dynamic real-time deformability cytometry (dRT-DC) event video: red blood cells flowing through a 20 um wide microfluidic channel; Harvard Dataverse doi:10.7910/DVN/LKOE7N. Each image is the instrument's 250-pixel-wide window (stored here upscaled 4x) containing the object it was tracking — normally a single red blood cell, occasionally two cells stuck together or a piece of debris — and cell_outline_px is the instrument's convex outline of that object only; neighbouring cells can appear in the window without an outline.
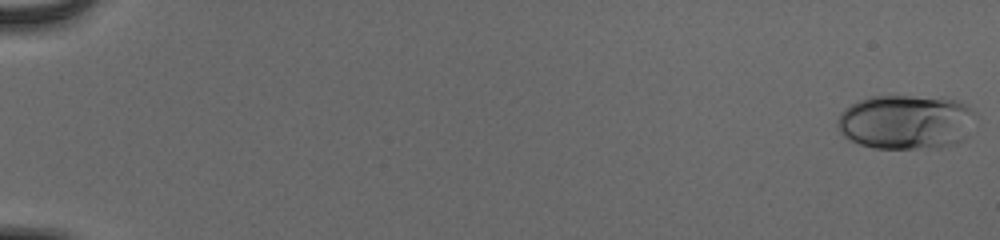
{"species": "human", "species_latin": "Homo sapiens", "temperature_condition": "cold", "stored_images_in_passage": 55, "camera_frame_rate_fps": 3000, "um_per_image_px": 0.085, "donor": {"sex": "male"}, "frame": {"image": 1, "passage_image": 1, "time_ms": 0.0, "image_size_px": [1000, 240], "cell_outline_px": [[976, 116], [968, 136], [964, 140], [956, 144], [940, 148], [872, 148], [848, 140], [840, 132], [836, 124], [836, 120], [840, 112], [844, 108], [860, 100], [872, 96], [944, 96], [956, 100], [972, 108], [976, 112]], "centroid_in_image_um": [77.05, 10.36], "position_along_channel_um": 8.0, "area_um2": 44.91}}
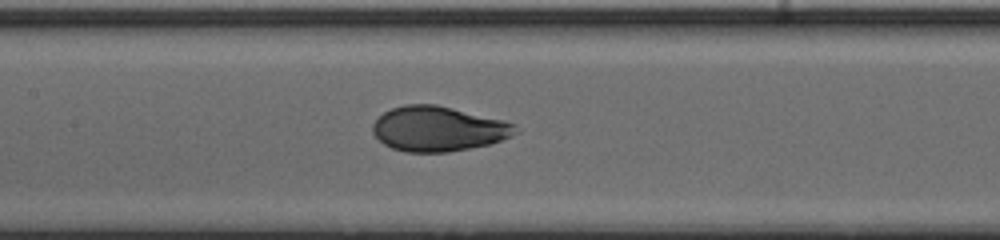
{"frame": {"image": 2, "passage_image": 29, "time_ms": 9.333, "image_size_px": [1000, 240], "cell_outline_px": [[520, 132], [512, 136], [492, 144], [448, 152], [404, 152], [392, 148], [384, 144], [372, 132], [372, 124], [384, 112], [392, 108], [404, 104], [436, 104], [504, 120], [516, 124]], "centroid_in_image_um": [37.29, 10.95], "position_along_channel_um": 170.1, "area_um2": 37.63}}
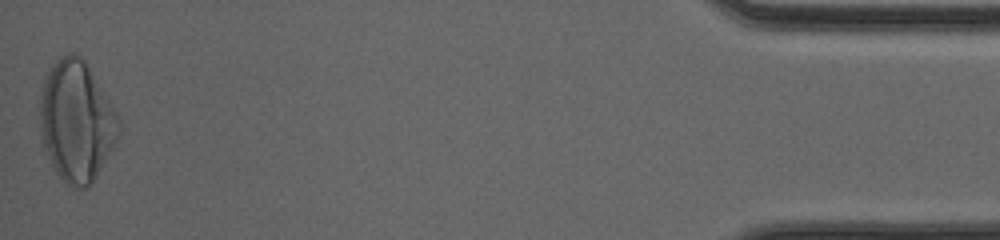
{"frame": {"image": 3, "passage_image": 55, "time_ms": 18.0, "image_size_px": [1000, 240], "cell_outline_px": [[120, 132], [112, 148], [88, 188], [72, 188], [56, 172], [44, 152], [40, 128], [40, 88], [44, 76], [48, 68], [60, 56], [68, 52], [76, 52], [84, 60], [116, 112], [120, 120]], "centroid_in_image_um": [6.45, 10.27], "position_along_channel_um": 428.7, "area_um2": 55.43}, "authors_computed_cell_mechanics": {"area_um2": 38.437, "velocity_mm_per_s": 3.8959, "shape_relaxation_time_tau1_ms": 3.6543, "shape_relaxation_time_tau2_ms": null, "deformation_change_tau1": 0.146, "deformation_change_tau2": null}}